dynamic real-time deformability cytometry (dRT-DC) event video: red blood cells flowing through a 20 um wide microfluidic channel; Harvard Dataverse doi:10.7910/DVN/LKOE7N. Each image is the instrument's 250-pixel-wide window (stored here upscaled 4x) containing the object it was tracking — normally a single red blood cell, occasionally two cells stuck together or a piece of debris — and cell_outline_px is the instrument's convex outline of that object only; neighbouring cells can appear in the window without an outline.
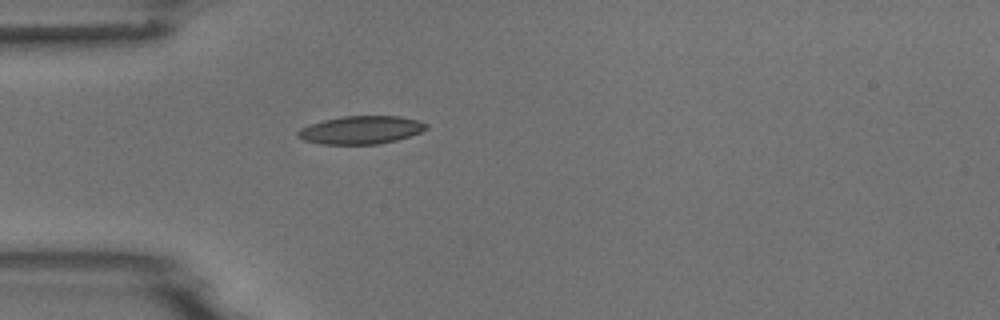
{"species": "common noctule bat (a hibernating species)", "species_latin": "Nyctalus noctula", "temperature_condition": "room temperature", "stored_images_in_passage": 1, "camera_frame_rate_fps": 3000, "um_per_image_px": 0.085, "animal": {"sex": "male", "body_mass_g": 18.8}, "frame": {"image": 1, "passage_image": 1, "time_ms": 0.0, "image_size_px": [1000, 320], "cell_outline_px": [[428, 128], [420, 132], [396, 140], [380, 144], [324, 144], [304, 140], [296, 136], [296, 132], [300, 128], [308, 124], [324, 120], [344, 116], [400, 116], [416, 120], [428, 124]], "centroid_in_image_um": [30.65, 11.04], "position_along_channel_um": 54.3, "area_um2": 20.92}}